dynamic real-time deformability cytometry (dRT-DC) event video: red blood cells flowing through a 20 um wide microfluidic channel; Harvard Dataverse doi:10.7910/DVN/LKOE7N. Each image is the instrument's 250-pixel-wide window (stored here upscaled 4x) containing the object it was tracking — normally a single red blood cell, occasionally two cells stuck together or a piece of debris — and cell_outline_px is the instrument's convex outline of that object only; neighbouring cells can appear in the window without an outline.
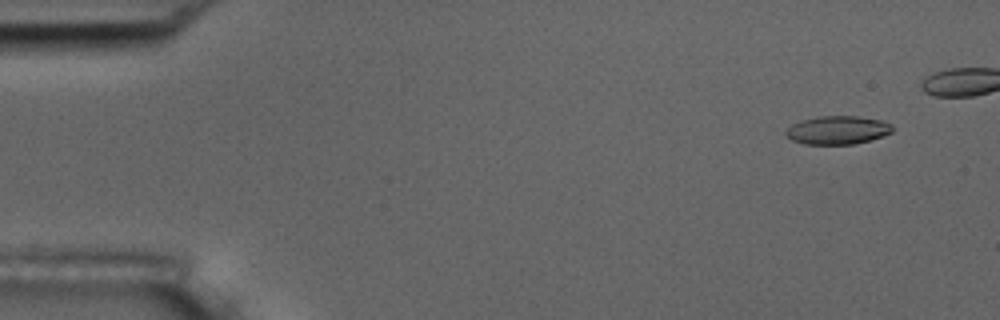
{"species": "common noctule bat (a hibernating species)", "species_latin": "Nyctalus noctula", "temperature_condition": "room temperature", "stored_images_in_passage": 6, "camera_frame_rate_fps": 3000, "um_per_image_px": 0.085, "animal": {"sex": "male", "body_mass_g": 17.5, "forearm_length_mm": 52.3}, "frame": {"image": 1, "passage_image": 6, "time_ms": 5.667, "image_size_px": [1000, 320], "cell_outline_px": [[892, 132], [872, 140], [856, 144], [804, 144], [792, 140], [784, 132], [792, 124], [800, 120], [816, 116], [860, 116], [880, 120], [892, 124]], "centroid_in_image_um": [71.2, 11.05], "position_along_channel_um": 13.8, "area_um2": 17.74}}